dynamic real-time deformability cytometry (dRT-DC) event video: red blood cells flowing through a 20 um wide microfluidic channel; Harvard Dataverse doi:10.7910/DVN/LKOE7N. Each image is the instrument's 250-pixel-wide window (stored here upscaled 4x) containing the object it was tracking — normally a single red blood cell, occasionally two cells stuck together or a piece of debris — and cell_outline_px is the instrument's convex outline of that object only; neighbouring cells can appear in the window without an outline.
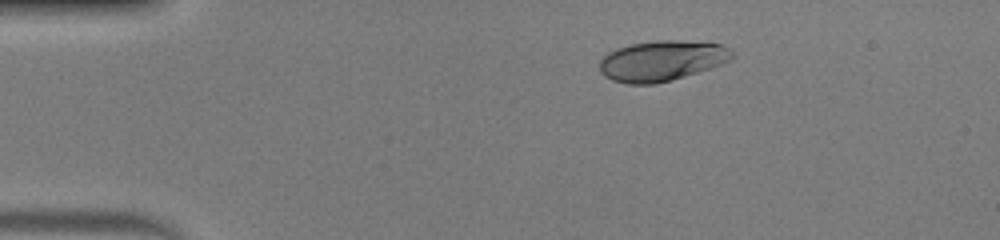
{"species": "human", "species_latin": "Homo sapiens", "temperature_condition": "warm", "stored_images_in_passage": 43, "camera_frame_rate_fps": 3000, "um_per_image_px": 0.085, "donor": {"sex": "male"}, "frame": {"image": 1, "passage_image": 1, "time_ms": 0.0, "image_size_px": [1000, 240], "cell_outline_px": [[736, 56], [732, 60], [672, 80], [656, 84], [628, 84], [612, 80], [604, 76], [600, 72], [600, 60], [608, 52], [616, 48], [632, 44], [656, 40], [680, 40], [724, 44]], "centroid_in_image_um": [56.25, 5.16], "position_along_channel_um": 28.8, "area_um2": 31.27}}
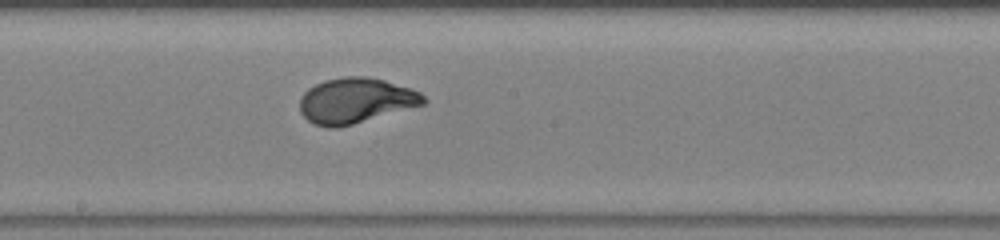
{"frame": {"image": 2, "passage_image": 20, "time_ms": 6.333, "image_size_px": [1000, 240], "cell_outline_px": [[428, 100], [424, 104], [352, 124], [336, 128], [328, 128], [316, 124], [308, 120], [300, 112], [300, 96], [308, 88], [324, 80], [344, 76], [364, 76], [384, 80], [420, 92]], "centroid_in_image_um": [30.2, 8.54], "position_along_channel_um": 218.0, "area_um2": 32.43}}
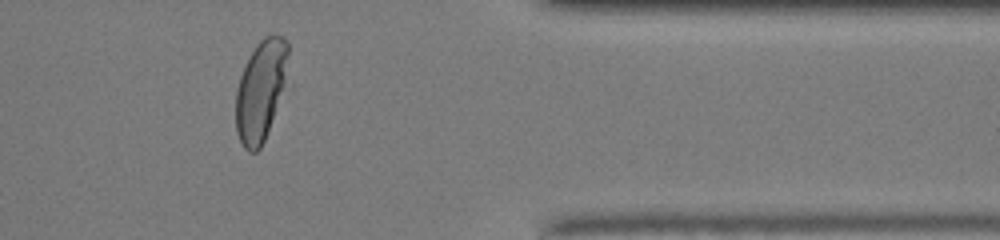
{"frame": {"image": 3, "passage_image": 34, "time_ms": 11.0, "image_size_px": [1000, 240], "cell_outline_px": [[292, 92], [260, 148], [256, 152], [248, 152], [244, 148], [236, 132], [236, 88], [240, 76], [256, 44], [264, 36], [272, 32], [276, 32], [288, 44], [292, 88]], "centroid_in_image_um": [22.33, 7.71], "position_along_channel_um": 389.1, "area_um2": 33.58}, "authors_computed_cell_mechanics": {"area_um2": 31.9634, "velocity_mm_per_s": 4.0619, "shape_relaxation_time_tau1_ms": 2.9305, "shape_relaxation_time_tau2_ms": null, "deformation_change_tau1": 0.2103, "deformation_change_tau2": null}}